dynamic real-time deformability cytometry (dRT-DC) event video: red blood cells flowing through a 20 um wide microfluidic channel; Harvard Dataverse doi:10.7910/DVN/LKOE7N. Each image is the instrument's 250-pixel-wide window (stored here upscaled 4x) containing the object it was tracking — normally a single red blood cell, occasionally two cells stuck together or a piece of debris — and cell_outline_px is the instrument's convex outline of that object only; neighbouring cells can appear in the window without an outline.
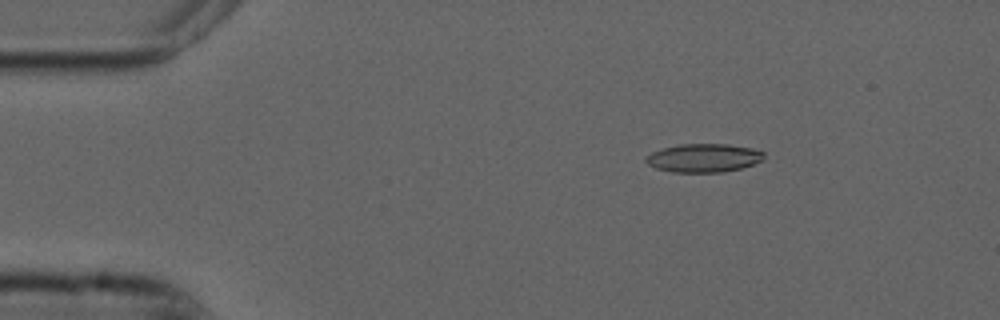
{"species": "common noctule bat (a hibernating species)", "species_latin": "Nyctalus noctula", "temperature_condition": "cold", "stored_images_in_passage": 52, "camera_frame_rate_fps": 3000, "um_per_image_px": 0.085, "animal": {"sex": "male", "forearm_length_mm": 52.5}, "frame": {"image": 1, "passage_image": 6, "time_ms": 1.667, "image_size_px": [1000, 320], "cell_outline_px": [[764, 160], [740, 168], [724, 172], [672, 172], [656, 168], [648, 164], [644, 160], [644, 156], [652, 152], [664, 148], [680, 144], [728, 144], [752, 148], [764, 152]], "centroid_in_image_um": [59.8, 13.42], "position_along_channel_um": 25.2, "area_um2": 19.59}}
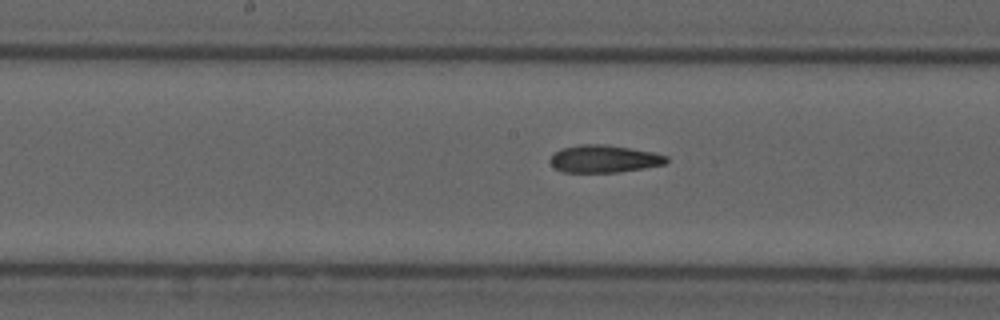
{"frame": {"image": 2, "passage_image": 25, "time_ms": 8.0, "image_size_px": [1000, 320], "cell_outline_px": [[668, 160], [664, 164], [644, 168], [616, 172], [564, 172], [556, 168], [548, 160], [560, 148], [580, 144], [604, 144], [652, 152], [668, 156]], "centroid_in_image_um": [51.33, 13.49], "position_along_channel_um": 196.9, "area_um2": 18.44}}
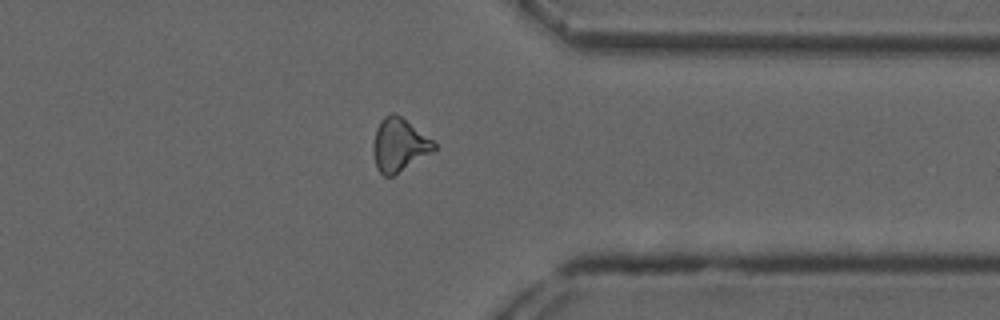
{"frame": {"image": 3, "passage_image": 40, "time_ms": 13.0, "image_size_px": [1000, 320], "cell_outline_px": [[436, 152], [392, 176], [384, 176], [376, 168], [372, 152], [372, 144], [376, 128], [380, 120], [384, 116], [392, 112], [400, 116], [432, 140], [436, 144]], "centroid_in_image_um": [33.92, 12.34], "position_along_channel_um": 377.5, "area_um2": 19.07}, "authors_computed_cell_mechanics": {"area_um2": 18.8428, "velocity_mm_per_s": 3.7483, "shape_relaxation_time_tau1_ms": null, "shape_relaxation_time_tau2_ms": 4.8278, "deformation_change_tau1": null, "deformation_change_tau2": 0.141}}